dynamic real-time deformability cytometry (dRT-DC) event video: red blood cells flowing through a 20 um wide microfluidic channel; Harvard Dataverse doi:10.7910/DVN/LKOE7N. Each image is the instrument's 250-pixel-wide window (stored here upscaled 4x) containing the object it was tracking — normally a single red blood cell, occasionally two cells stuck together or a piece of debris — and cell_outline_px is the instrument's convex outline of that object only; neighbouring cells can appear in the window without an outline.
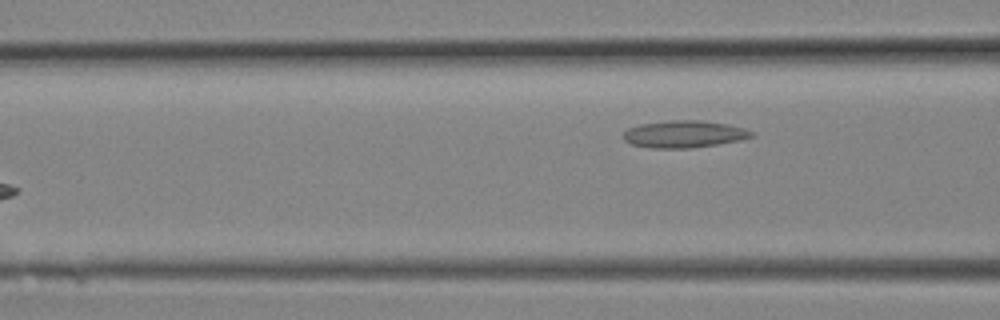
{"species": "Egyptian fruit bat (a non-hibernating species)", "species_latin": "Rousettus aegyptiacus", "temperature_condition": "room temperature", "stored_images_in_passage": 4, "segment_of_instrument_passage": [2, 2], "camera_frame_rate_fps": 3000, "um_per_image_px": 0.085, "animal": {"sex": "female"}, "frame": {"image": 1, "passage_image": 4, "time_ms": 1.0, "image_size_px": [1000, 320], "cell_outline_px": [[756, 136], [740, 140], [716, 144], [688, 148], [652, 148], [632, 144], [624, 140], [624, 132], [628, 128], [640, 124], [672, 120], [700, 120], [728, 124], [744, 128], [752, 132]], "centroid_in_image_um": [58.16, 11.39], "position_along_channel_um": 108.4, "area_um2": 20.11}}